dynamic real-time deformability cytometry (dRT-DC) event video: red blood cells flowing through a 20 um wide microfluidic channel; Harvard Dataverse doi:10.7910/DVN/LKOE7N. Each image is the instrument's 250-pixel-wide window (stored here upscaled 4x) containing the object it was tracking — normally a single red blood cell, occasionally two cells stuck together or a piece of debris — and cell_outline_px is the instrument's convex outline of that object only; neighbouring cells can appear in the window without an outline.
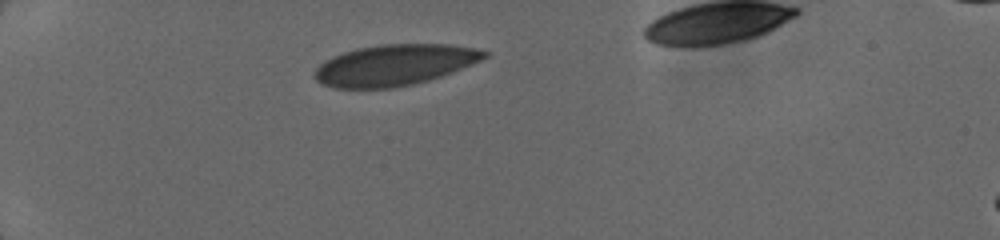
{"species": "human", "species_latin": "Homo sapiens", "temperature_condition": "cold", "stored_images_in_passage": 20, "camera_frame_rate_fps": 3000, "um_per_image_px": 0.085, "donor": {"sex": "female"}, "frame": {"image": 1, "passage_image": 1, "time_ms": 0.0, "image_size_px": [1000, 240], "cell_outline_px": [[488, 56], [472, 64], [452, 72], [428, 80], [412, 84], [392, 88], [336, 88], [324, 84], [316, 80], [312, 76], [316, 68], [320, 64], [332, 56], [356, 48], [380, 44], [448, 44], [472, 48], [488, 52]], "centroid_in_image_um": [33.5, 5.52], "position_along_channel_um": 51.5, "area_um2": 40.34}}
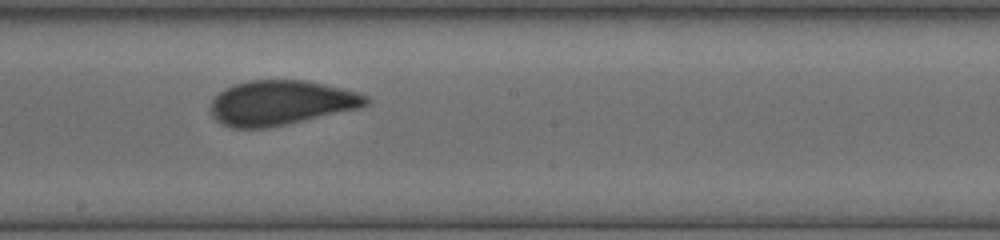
{"frame": {"image": 2, "passage_image": 9, "time_ms": 5.0, "image_size_px": [1000, 240], "cell_outline_px": [[372, 100], [368, 104], [360, 108], [284, 124], [264, 128], [232, 128], [216, 120], [212, 116], [208, 108], [212, 100], [220, 92], [236, 84], [248, 80], [304, 80], [324, 84], [356, 92], [368, 96]], "centroid_in_image_um": [23.87, 8.73], "position_along_channel_um": 224.3, "area_um2": 40.17}}
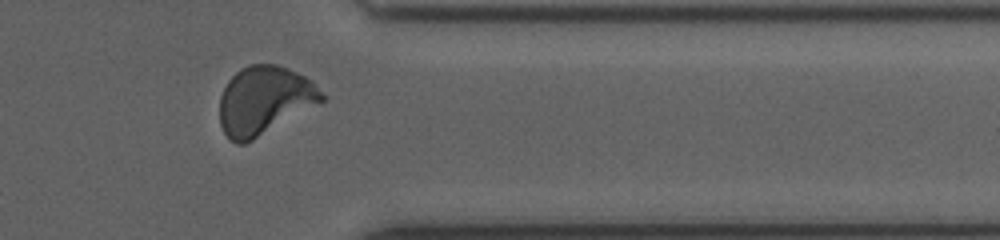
{"frame": {"image": 3, "passage_image": 16, "time_ms": 9.0, "image_size_px": [1000, 240], "cell_outline_px": [[324, 100], [252, 140], [244, 144], [236, 144], [224, 132], [220, 124], [220, 96], [228, 80], [240, 68], [248, 64], [276, 64], [288, 68], [312, 80], [324, 96]], "centroid_in_image_um": [22.44, 8.51], "position_along_channel_um": 389.0, "area_um2": 40.17}}